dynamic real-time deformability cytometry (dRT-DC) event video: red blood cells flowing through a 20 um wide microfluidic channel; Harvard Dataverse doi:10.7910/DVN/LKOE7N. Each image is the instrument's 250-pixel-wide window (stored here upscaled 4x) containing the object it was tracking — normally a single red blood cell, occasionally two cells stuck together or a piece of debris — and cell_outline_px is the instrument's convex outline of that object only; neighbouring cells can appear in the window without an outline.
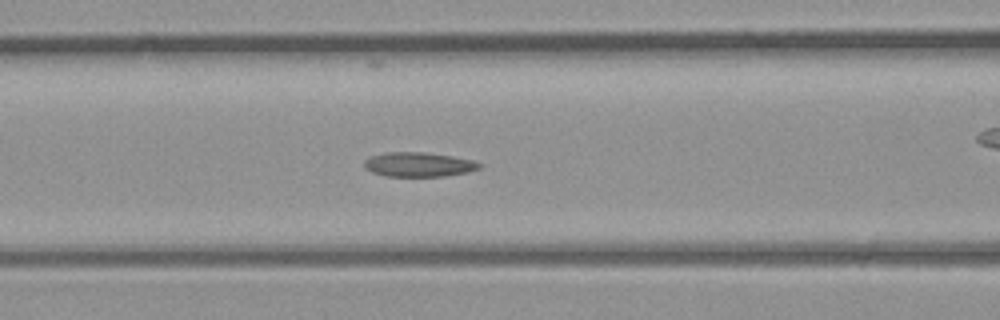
{"species": "common noctule bat (a hibernating species)", "species_latin": "Nyctalus noctula", "temperature_condition": "room temperature", "stored_images_in_passage": 37, "camera_frame_rate_fps": 3000, "um_per_image_px": 0.085, "animal": {"sex": "male", "body_mass_g": 23.1, "forearm_length_mm": 52.7}, "frame": {"image": 1, "passage_image": 13, "time_ms": 4.0, "image_size_px": [1000, 320], "cell_outline_px": [[484, 164], [480, 168], [468, 172], [444, 176], [384, 176], [372, 172], [364, 168], [364, 160], [368, 156], [384, 152], [424, 152], [452, 156], [472, 160]], "centroid_in_image_um": [35.56, 13.97], "position_along_channel_um": 131.0, "area_um2": 16.59}}
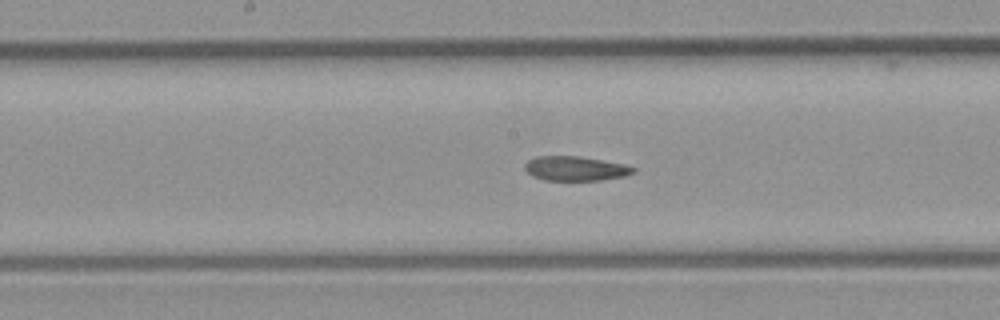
{"frame": {"image": 2, "passage_image": 17, "time_ms": 5.333, "image_size_px": [1000, 320], "cell_outline_px": [[636, 172], [624, 176], [600, 180], [544, 180], [532, 176], [524, 168], [524, 164], [528, 160], [536, 156], [580, 156], [624, 164], [636, 168]], "centroid_in_image_um": [48.9, 14.32], "position_along_channel_um": 199.3, "area_um2": 15.49}}
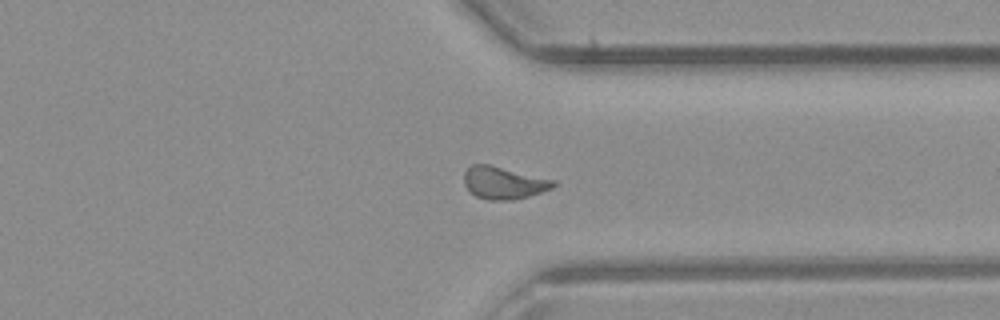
{"frame": {"image": 3, "passage_image": 27, "time_ms": 8.667, "image_size_px": [1000, 320], "cell_outline_px": [[556, 184], [552, 188], [528, 196], [512, 200], [488, 200], [476, 196], [464, 184], [464, 172], [472, 164], [488, 164], [556, 180]], "centroid_in_image_um": [42.81, 15.53], "position_along_channel_um": 368.6, "area_um2": 16.7}}